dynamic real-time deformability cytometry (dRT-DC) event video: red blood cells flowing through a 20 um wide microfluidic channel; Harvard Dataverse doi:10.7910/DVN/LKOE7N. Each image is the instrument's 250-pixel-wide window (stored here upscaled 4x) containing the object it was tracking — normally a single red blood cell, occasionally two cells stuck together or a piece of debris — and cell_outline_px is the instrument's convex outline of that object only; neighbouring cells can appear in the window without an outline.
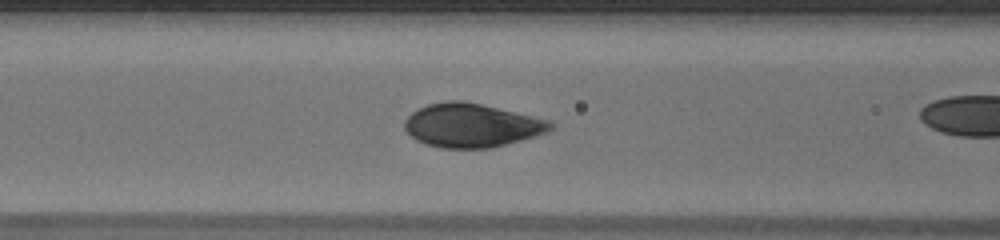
{"species": "human", "species_latin": "Homo sapiens", "temperature_condition": "warm", "stored_images_in_passage": 35, "camera_frame_rate_fps": 3000, "um_per_image_px": 0.085, "donor": {"sex": "male"}, "frame": {"image": 1, "passage_image": 16, "time_ms": 5.0, "image_size_px": [1000, 240], "cell_outline_px": [[552, 128], [536, 136], [488, 148], [440, 148], [416, 140], [404, 128], [404, 120], [412, 112], [428, 104], [444, 100], [460, 100], [480, 104], [532, 116], [548, 120], [552, 124]], "centroid_in_image_um": [40.03, 10.65], "position_along_channel_um": 126.6, "area_um2": 36.65}}
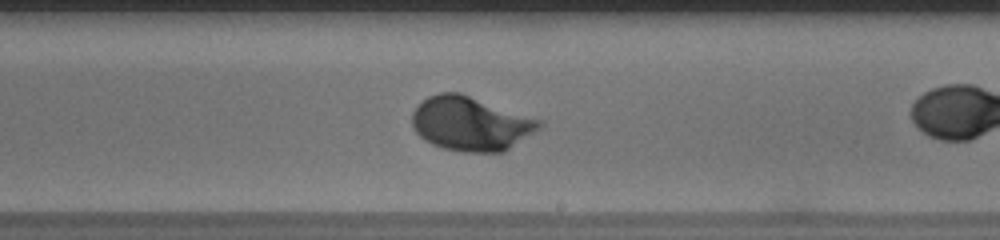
{"frame": {"image": 2, "passage_image": 25, "time_ms": 8.0, "image_size_px": [1000, 240], "cell_outline_px": [[540, 124], [536, 128], [504, 152], [464, 152], [444, 148], [432, 144], [424, 140], [416, 132], [412, 124], [412, 112], [428, 96], [440, 92], [460, 92], [540, 120]], "centroid_in_image_um": [39.93, 10.5], "position_along_channel_um": 249.1, "area_um2": 39.3}}